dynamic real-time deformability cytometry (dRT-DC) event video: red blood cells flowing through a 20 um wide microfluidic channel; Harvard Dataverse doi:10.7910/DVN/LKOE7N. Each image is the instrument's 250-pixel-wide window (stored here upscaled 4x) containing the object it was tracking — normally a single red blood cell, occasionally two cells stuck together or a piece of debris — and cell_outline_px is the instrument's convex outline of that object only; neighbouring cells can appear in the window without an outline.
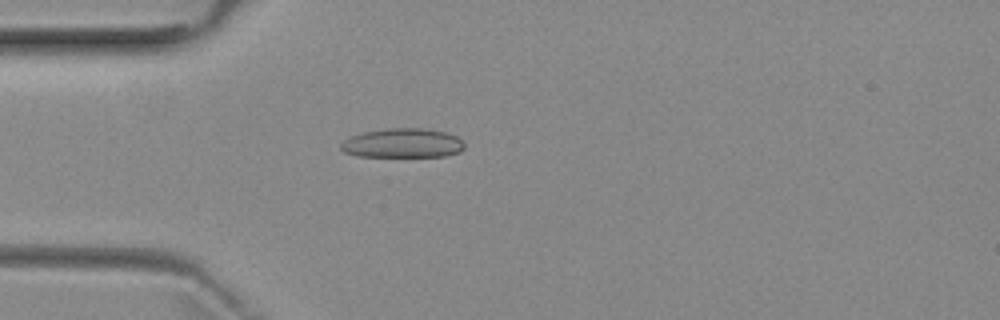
{"species": "common noctule bat (a hibernating species)", "species_latin": "Nyctalus noctula", "temperature_condition": "room temperature", "stored_images_in_passage": 4, "camera_frame_rate_fps": 3000, "um_per_image_px": 0.085, "animal": {"sex": "female", "body_mass_g": 29.2, "forearm_length_mm": 56.3}, "frame": {"image": 1, "passage_image": 4, "time_ms": 4.0, "image_size_px": [1000, 320], "cell_outline_px": [[464, 148], [460, 152], [444, 156], [356, 156], [344, 152], [340, 148], [340, 144], [344, 140], [352, 136], [364, 132], [388, 128], [424, 128], [444, 132], [456, 136], [464, 144]], "centroid_in_image_um": [34.21, 12.17], "position_along_channel_um": 50.8, "area_um2": 20.98}}